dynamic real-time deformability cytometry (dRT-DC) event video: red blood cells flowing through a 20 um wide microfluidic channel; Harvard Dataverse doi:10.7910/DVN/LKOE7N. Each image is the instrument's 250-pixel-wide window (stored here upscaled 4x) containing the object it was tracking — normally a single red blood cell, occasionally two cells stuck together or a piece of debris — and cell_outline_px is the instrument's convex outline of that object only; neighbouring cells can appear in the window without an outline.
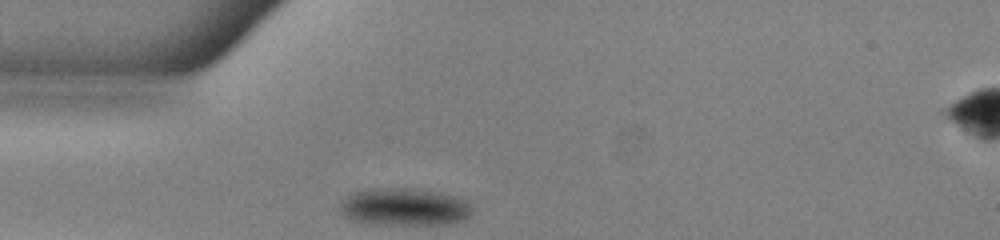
{"species": "common noctule bat (a hibernating species)", "species_latin": "Nyctalus noctula", "temperature_condition": "warm", "stored_images_in_passage": 31, "camera_frame_rate_fps": 3000, "um_per_image_px": 0.085, "animal": {"sex": "male", "body_mass_g": 13.0, "forearm_length_mm": 53.1}, "frame": {"image": 1, "passage_image": 1, "time_ms": 0.0, "image_size_px": [1000, 240], "cell_outline_px": [[472, 212], [464, 220], [444, 224], [372, 224], [352, 220], [340, 212], [340, 200], [344, 196], [352, 192], [364, 188], [404, 188], [436, 192], [468, 200], [472, 204]], "centroid_in_image_um": [34.32, 17.58], "position_along_channel_um": 50.7, "area_um2": 29.07}}
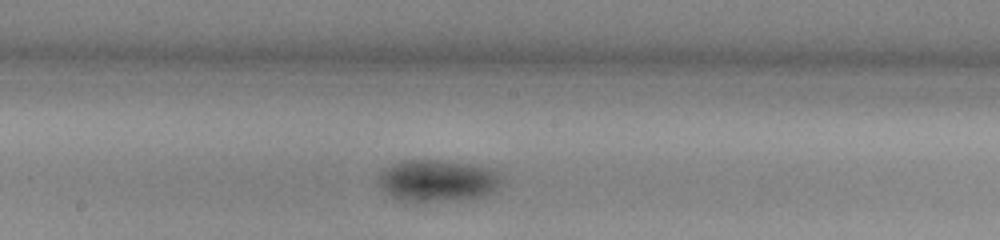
{"frame": {"image": 2, "passage_image": 14, "time_ms": 4.333, "image_size_px": [1000, 240], "cell_outline_px": [[500, 184], [492, 192], [480, 196], [424, 208], [400, 200], [392, 196], [380, 188], [376, 180], [376, 176], [384, 168], [400, 160], [444, 160], [472, 164], [488, 168], [496, 172], [500, 176]], "centroid_in_image_um": [37.08, 15.43], "position_along_channel_um": 211.1, "area_um2": 31.62}}
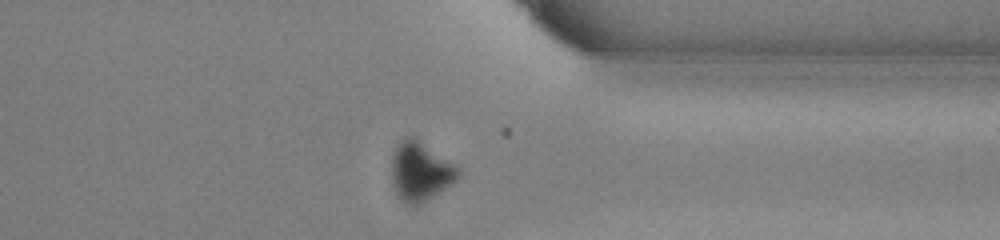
{"frame": {"image": 3, "passage_image": 27, "time_ms": 8.667, "image_size_px": [1000, 240], "cell_outline_px": [[460, 176], [452, 184], [420, 204], [404, 204], [396, 196], [392, 184], [392, 156], [396, 144], [400, 140], [408, 136], [412, 136], [460, 164]], "centroid_in_image_um": [35.76, 14.55], "position_along_channel_um": 375.6, "area_um2": 23.52}, "authors_computed_cell_mechanics": {"area_um2": 29.0734, "velocity_mm_per_s": 3.9305, "shape_relaxation_time_tau1_ms": 3.5159, "shape_relaxation_time_tau2_ms": null, "deformation_change_tau1": 0.0929, "deformation_change_tau2": null}}